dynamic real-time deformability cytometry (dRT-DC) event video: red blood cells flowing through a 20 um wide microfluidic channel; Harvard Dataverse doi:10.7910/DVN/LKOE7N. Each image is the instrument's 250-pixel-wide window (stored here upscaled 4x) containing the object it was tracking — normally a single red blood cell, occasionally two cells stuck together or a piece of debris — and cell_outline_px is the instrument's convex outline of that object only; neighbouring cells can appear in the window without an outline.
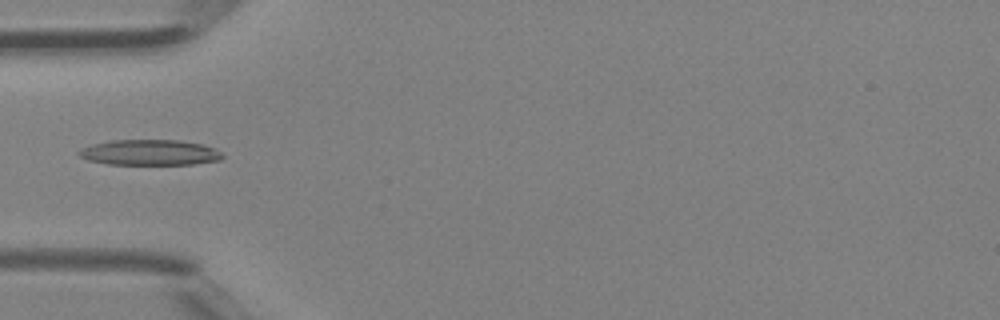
{"species": "Egyptian fruit bat (a non-hibernating species)", "species_latin": "Rousettus aegyptiacus", "temperature_condition": "room temperature", "stored_images_in_passage": 4, "camera_frame_rate_fps": 3000, "um_per_image_px": 0.085, "animal": {"sex": "female"}, "frame": {"image": 1, "passage_image": 4, "time_ms": 1.0, "image_size_px": [1000, 320], "cell_outline_px": [[224, 156], [220, 160], [192, 164], [108, 164], [88, 160], [80, 156], [76, 152], [80, 148], [92, 144], [112, 140], [180, 140], [200, 144], [212, 148], [220, 152]], "centroid_in_image_um": [12.68, 12.96], "position_along_channel_um": 72.3, "area_um2": 21.27}}